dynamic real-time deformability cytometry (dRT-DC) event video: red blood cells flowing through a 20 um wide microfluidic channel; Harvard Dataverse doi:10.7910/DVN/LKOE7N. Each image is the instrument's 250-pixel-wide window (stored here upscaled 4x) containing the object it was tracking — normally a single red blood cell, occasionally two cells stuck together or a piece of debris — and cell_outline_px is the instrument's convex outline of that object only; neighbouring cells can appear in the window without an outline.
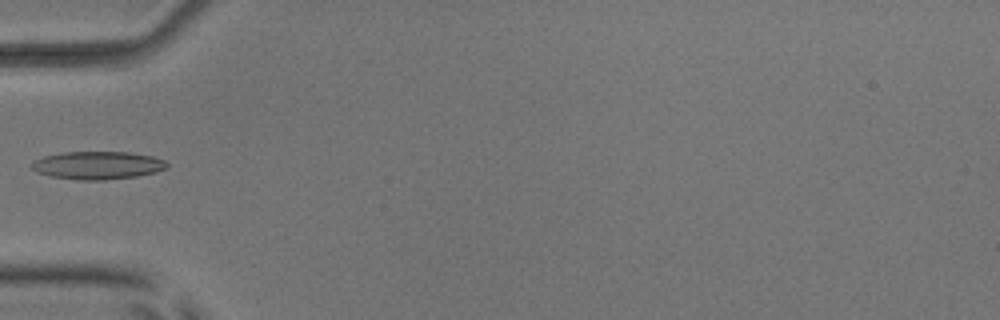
{"species": "common noctule bat (a hibernating species)", "species_latin": "Nyctalus noctula", "temperature_condition": "room temperature", "stored_images_in_passage": 36, "camera_frame_rate_fps": 3000, "um_per_image_px": 0.085, "animal": {"sex": "male", "body_mass_g": 17.9, "forearm_length_mm": 54.2}, "frame": {"image": 1, "passage_image": 1, "time_ms": 0.0, "image_size_px": [1000, 320], "cell_outline_px": [[168, 164], [164, 168], [156, 172], [136, 176], [104, 180], [80, 180], [52, 176], [36, 172], [32, 168], [32, 160], [44, 156], [60, 152], [128, 152], [152, 156], [164, 160]], "centroid_in_image_um": [8.27, 14.04], "position_along_channel_um": 76.7, "area_um2": 21.91}}
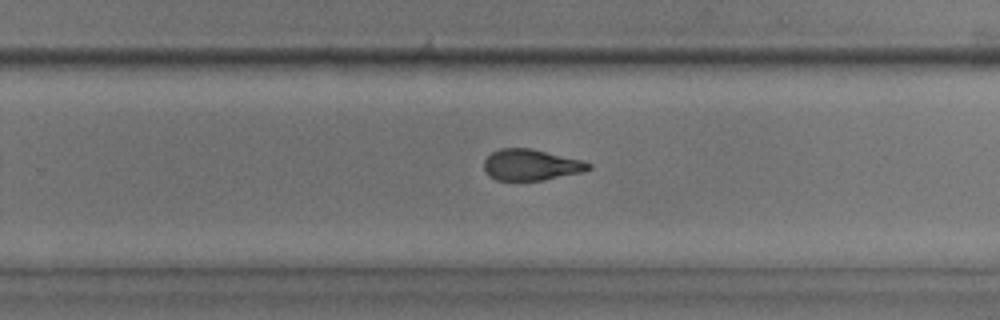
{"frame": {"image": 2, "passage_image": 17, "time_ms": 5.333, "image_size_px": [1000, 320], "cell_outline_px": [[592, 168], [580, 172], [544, 180], [496, 180], [488, 176], [484, 168], [484, 160], [492, 152], [500, 148], [532, 148], [580, 160], [592, 164]], "centroid_in_image_um": [45.1, 14.01], "position_along_channel_um": 284.7, "area_um2": 18.84}}
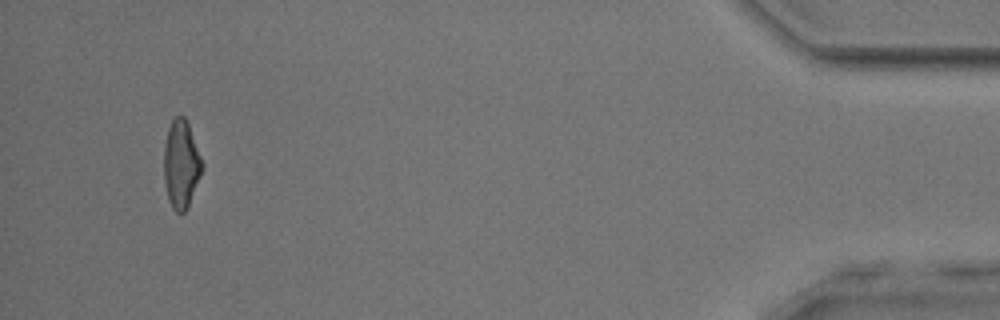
{"frame": {"image": 3, "passage_image": 33, "time_ms": 10.667, "image_size_px": [1000, 320], "cell_outline_px": [[204, 168], [188, 208], [184, 212], [176, 212], [172, 208], [168, 200], [164, 180], [164, 148], [168, 128], [172, 120], [176, 116], [184, 116], [188, 124], [204, 164]], "centroid_in_image_um": [15.41, 13.99], "position_along_channel_um": 419.8, "area_um2": 19.71}}